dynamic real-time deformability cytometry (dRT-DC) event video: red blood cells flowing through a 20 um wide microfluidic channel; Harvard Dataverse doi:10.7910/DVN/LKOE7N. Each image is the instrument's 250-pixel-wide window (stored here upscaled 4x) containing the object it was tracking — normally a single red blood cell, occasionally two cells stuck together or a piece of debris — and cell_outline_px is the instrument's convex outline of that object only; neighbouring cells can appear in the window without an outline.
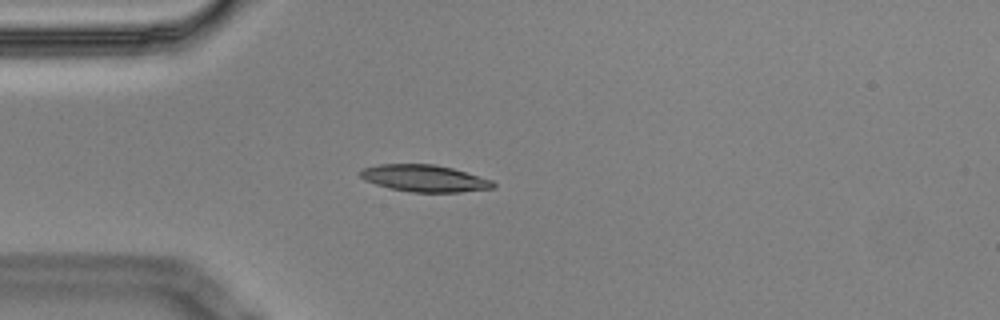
{"species": "Egyptian fruit bat (a non-hibernating species)", "species_latin": "Rousettus aegyptiacus", "temperature_condition": "cold", "stored_images_in_passage": 5, "camera_frame_rate_fps": 3000, "um_per_image_px": 0.085, "animal": {"sex": "male"}, "frame": {"image": 1, "passage_image": 4, "time_ms": 1.0, "image_size_px": [1000, 320], "cell_outline_px": [[496, 188], [460, 192], [412, 192], [388, 188], [364, 180], [360, 176], [360, 168], [380, 164], [436, 164], [452, 168], [492, 180], [496, 184]], "centroid_in_image_um": [36.07, 15.16], "position_along_channel_um": 48.9, "area_um2": 20.92}}